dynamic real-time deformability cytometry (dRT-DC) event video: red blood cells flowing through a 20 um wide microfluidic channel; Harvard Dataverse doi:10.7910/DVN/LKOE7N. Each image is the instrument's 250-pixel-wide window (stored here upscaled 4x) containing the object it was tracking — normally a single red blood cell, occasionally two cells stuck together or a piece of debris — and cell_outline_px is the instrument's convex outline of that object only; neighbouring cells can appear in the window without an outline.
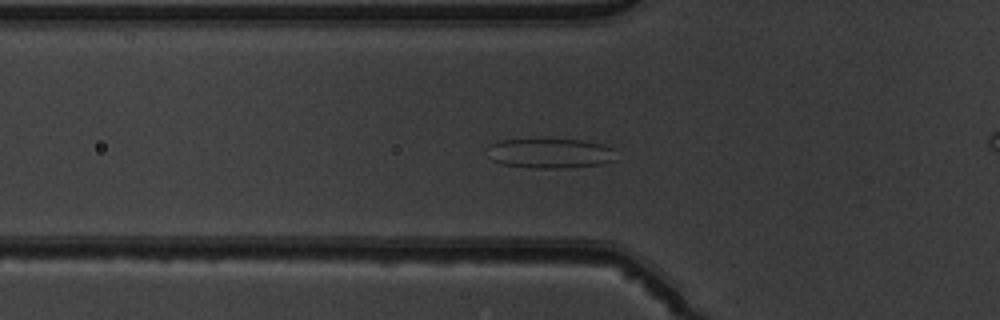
{"species": "common noctule bat (a hibernating species)", "species_latin": "Nyctalus noctula", "temperature_condition": "warm", "stored_images_in_passage": 47, "camera_frame_rate_fps": 3000, "um_per_image_px": 0.085, "animal": {"sex": "male", "body_mass_g": 19.5, "forearm_length_mm": 54.6}, "frame": {"image": 1, "passage_image": 12, "time_ms": 3.667, "image_size_px": [1000, 320], "cell_outline_px": [[616, 160], [604, 164], [564, 168], [528, 168], [504, 164], [492, 160], [488, 148], [492, 144], [500, 140], [580, 140], [604, 144], [612, 148]], "centroid_in_image_um": [46.81, 13.05], "position_along_channel_um": 79.0, "area_um2": 22.14}}
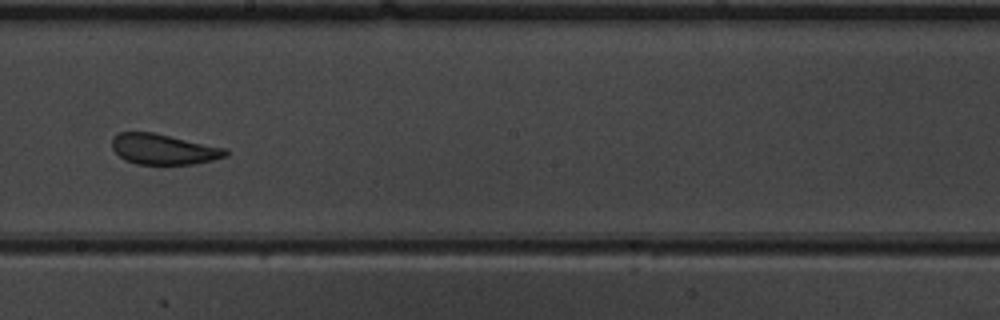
{"frame": {"image": 2, "passage_image": 24, "time_ms": 7.667, "image_size_px": [1000, 320], "cell_outline_px": [[228, 156], [196, 164], [136, 164], [124, 160], [112, 148], [112, 136], [116, 132], [152, 132], [228, 148]], "centroid_in_image_um": [13.91, 12.68], "position_along_channel_um": 234.3, "area_um2": 20.4}}
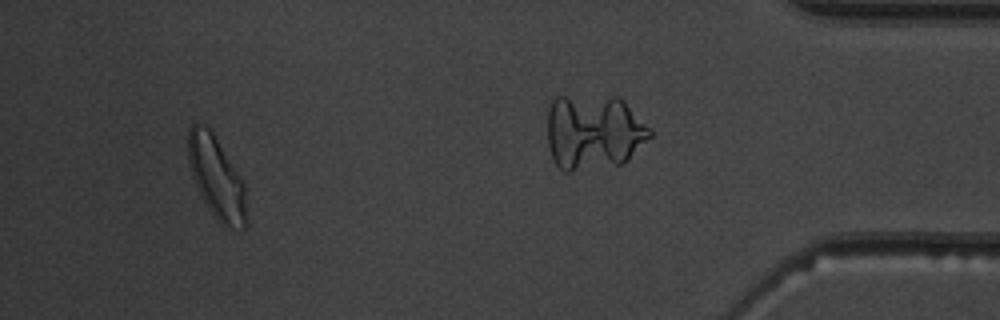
{"frame": {"image": 3, "passage_image": 43, "time_ms": 14.0, "image_size_px": [1000, 320], "cell_outline_px": [[244, 228], [224, 228], [208, 208], [192, 176], [188, 160], [188, 128], [192, 124], [204, 124], [212, 132], [244, 184]], "centroid_in_image_um": [18.35, 15.08], "position_along_channel_um": 416.9, "area_um2": 26.88}, "authors_computed_cell_mechanics": {"area_um2": 22.542, "velocity_mm_per_s": 3.8908, "shape_relaxation_time_tau1_ms": 8.1429, "shape_relaxation_time_tau2_ms": 1.1439, "deformation_change_tau1": 0.1618, "deformation_change_tau2": 0.087}}